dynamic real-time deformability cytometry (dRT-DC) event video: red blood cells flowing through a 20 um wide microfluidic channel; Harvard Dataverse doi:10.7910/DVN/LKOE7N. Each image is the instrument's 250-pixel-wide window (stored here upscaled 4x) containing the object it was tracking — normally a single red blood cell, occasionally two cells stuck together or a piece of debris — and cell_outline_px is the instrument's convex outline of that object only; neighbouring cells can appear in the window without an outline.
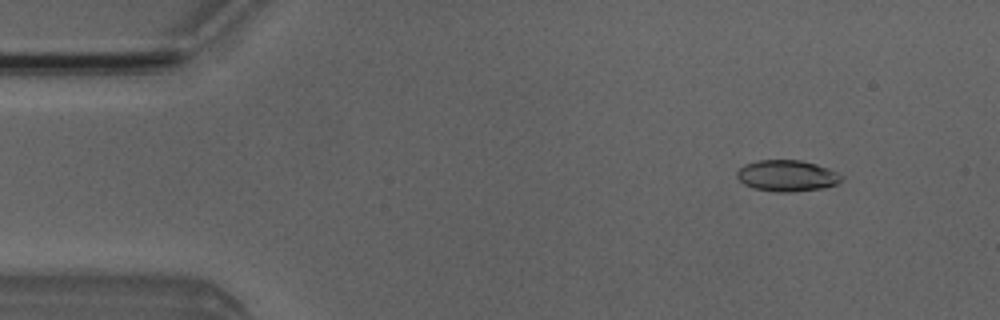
{"species": "Egyptian fruit bat (a non-hibernating species)", "species_latin": "Rousettus aegyptiacus", "temperature_condition": "room temperature", "stored_images_in_passage": 3, "camera_frame_rate_fps": 3000, "um_per_image_px": 0.085, "animal": {"sex": "male"}, "frame": {"image": 1, "passage_image": 1, "time_ms": 0.0, "image_size_px": [1000, 320], "cell_outline_px": [[844, 180], [836, 184], [824, 188], [792, 192], [776, 192], [752, 188], [744, 184], [736, 176], [736, 172], [744, 164], [760, 160], [800, 160], [816, 164], [828, 168], [844, 176]], "centroid_in_image_um": [66.91, 14.94], "position_along_channel_um": 18.1, "area_um2": 19.19}}